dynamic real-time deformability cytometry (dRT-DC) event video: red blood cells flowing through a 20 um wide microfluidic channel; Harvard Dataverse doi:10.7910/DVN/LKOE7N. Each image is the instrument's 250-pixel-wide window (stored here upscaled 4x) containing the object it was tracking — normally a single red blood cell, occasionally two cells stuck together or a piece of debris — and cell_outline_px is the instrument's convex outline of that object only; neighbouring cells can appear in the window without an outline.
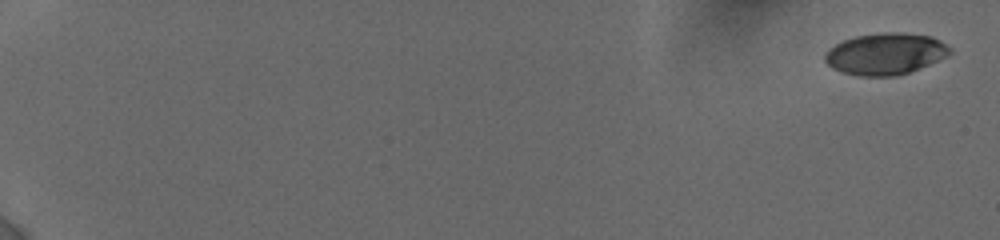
{"species": "human", "species_latin": "Homo sapiens", "temperature_condition": "cold", "stored_images_in_passage": 50, "camera_frame_rate_fps": 3000, "um_per_image_px": 0.085, "donor": {"sex": "female"}, "frame": {"image": 1, "passage_image": 1, "time_ms": 0.0, "image_size_px": [1000, 240], "cell_outline_px": [[952, 52], [928, 64], [908, 72], [896, 76], [856, 76], [840, 72], [832, 68], [824, 60], [824, 56], [828, 48], [844, 40], [856, 36], [884, 32], [904, 32], [932, 36], [940, 40], [952, 48]], "centroid_in_image_um": [75.23, 4.57], "position_along_channel_um": 9.8, "area_um2": 30.29}}
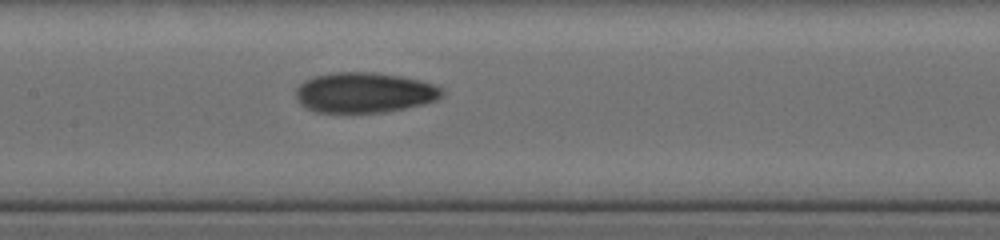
{"frame": {"image": 2, "passage_image": 28, "time_ms": 10.0, "image_size_px": [1000, 240], "cell_outline_px": [[444, 96], [436, 100], [424, 104], [384, 112], [316, 112], [300, 104], [296, 100], [296, 88], [304, 80], [316, 76], [332, 72], [372, 72], [400, 76], [420, 80], [444, 88]], "centroid_in_image_um": [30.98, 7.86], "position_along_channel_um": 176.4, "area_um2": 34.39}}
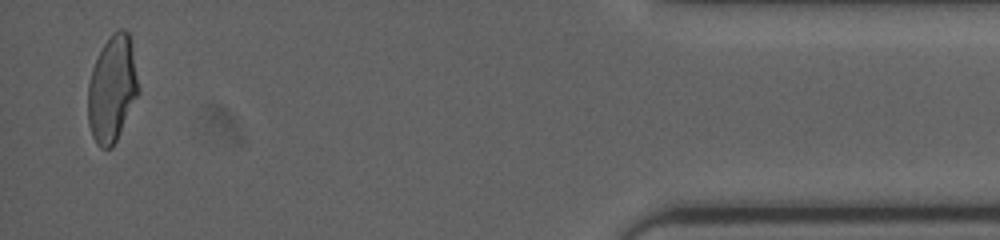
{"frame": {"image": 3, "passage_image": 49, "time_ms": 18.0, "image_size_px": [1000, 240], "cell_outline_px": [[140, 92], [112, 148], [100, 148], [96, 144], [92, 136], [88, 124], [88, 84], [92, 68], [108, 36], [112, 32], [120, 28], [124, 28], [128, 32], [132, 40], [140, 88]], "centroid_in_image_um": [9.56, 7.52], "position_along_channel_um": 425.6, "area_um2": 31.79}, "authors_computed_cell_mechanics": {"area_um2": 32.079, "velocity_mm_per_s": 3.8608, "shape_relaxation_time_tau1_ms": 4.878, "shape_relaxation_time_tau2_ms": 2.4325, "deformation_change_tau1": 0.1577, "deformation_change_tau2": 0.0782}}